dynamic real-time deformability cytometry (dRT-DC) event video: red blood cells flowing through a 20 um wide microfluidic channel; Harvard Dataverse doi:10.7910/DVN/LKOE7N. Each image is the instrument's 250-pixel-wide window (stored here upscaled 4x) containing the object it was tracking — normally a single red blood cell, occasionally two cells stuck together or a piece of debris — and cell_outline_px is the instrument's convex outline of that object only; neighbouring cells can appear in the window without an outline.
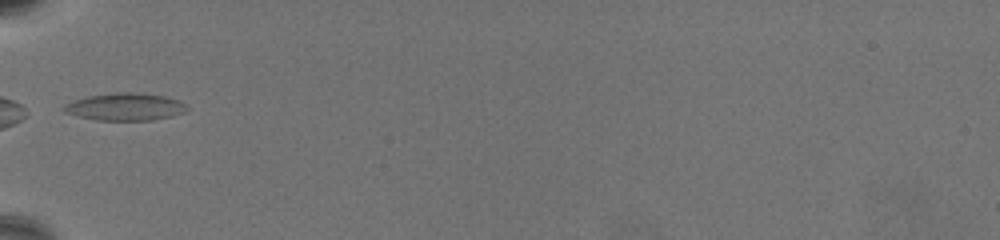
{"species": "common noctule bat (a hibernating species)", "species_latin": "Nyctalus noctula", "temperature_condition": "warm", "stored_images_in_passage": 41, "camera_frame_rate_fps": 3000, "um_per_image_px": 0.085, "animal": {"sex": "female", "body_mass_g": 19.5, "forearm_length_mm": 54.1}, "frame": {"image": 1, "passage_image": 1, "time_ms": 0.0, "image_size_px": [1000, 240], "cell_outline_px": [[188, 108], [184, 112], [172, 116], [152, 120], [96, 120], [64, 112], [60, 108], [76, 100], [88, 96], [112, 92], [136, 92], [164, 96], [176, 100], [184, 104]], "centroid_in_image_um": [10.64, 9.07], "position_along_channel_um": 74.4, "area_um2": 19.42}, "authors_computed_cell_mechanics": {"area_um2": 17.34, "velocity_mm_per_s": 3.2464, "shape_relaxation_time_tau1_ms": null, "shape_relaxation_time_tau2_ms": 1.3475, "deformation_change_tau1": null, "deformation_change_tau2": 0.0716}}